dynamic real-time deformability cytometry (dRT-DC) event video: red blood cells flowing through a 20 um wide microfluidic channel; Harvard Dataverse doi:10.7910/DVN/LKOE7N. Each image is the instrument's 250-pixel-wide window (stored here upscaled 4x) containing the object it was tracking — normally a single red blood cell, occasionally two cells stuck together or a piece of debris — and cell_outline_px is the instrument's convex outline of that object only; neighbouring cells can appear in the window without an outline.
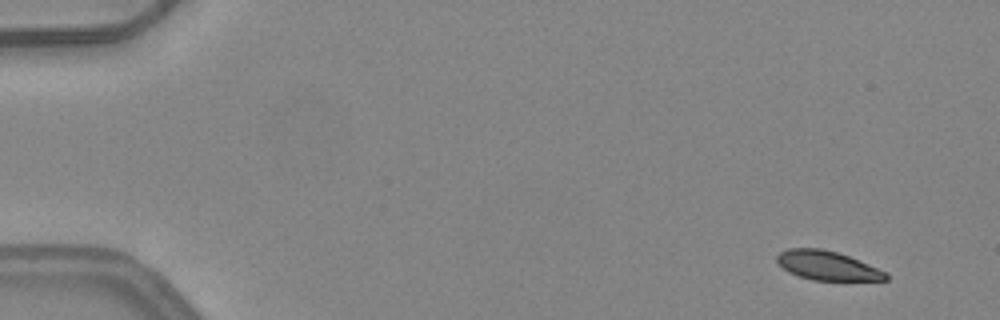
{"species": "common noctule bat (a hibernating species)", "species_latin": "Nyctalus noctula", "temperature_condition": "warm", "stored_images_in_passage": 5, "camera_frame_rate_fps": 3000, "um_per_image_px": 0.085, "animal": {"sex": "female", "body_mass_g": 24.6, "forearm_length_mm": 56.2}, "frame": {"image": 1, "passage_image": 1, "time_ms": 0.0, "image_size_px": [1000, 320], "cell_outline_px": [[888, 280], [812, 280], [788, 272], [776, 260], [776, 256], [780, 252], [788, 248], [820, 248], [836, 252], [848, 256], [888, 272]], "centroid_in_image_um": [70.32, 22.57], "position_along_channel_um": 14.7, "area_um2": 18.32}}
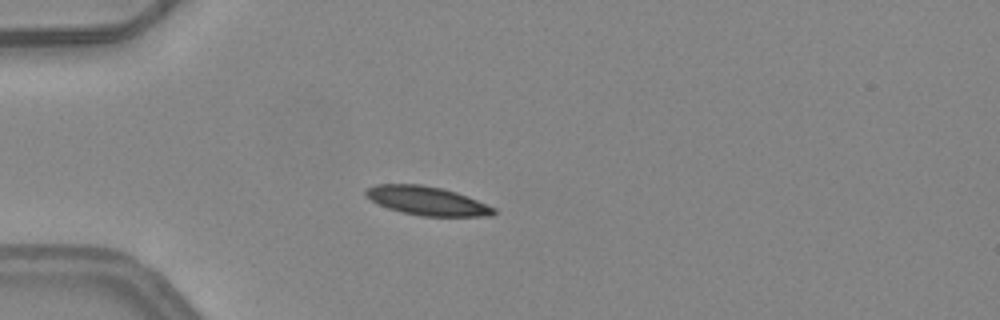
{"frame": {"image": 2, "passage_image": 4, "time_ms": 1.0, "image_size_px": [1000, 320], "cell_outline_px": [[496, 212], [492, 216], [420, 216], [400, 212], [388, 208], [364, 196], [364, 192], [368, 188], [376, 184], [420, 184], [444, 188], [456, 192], [496, 208]], "centroid_in_image_um": [36.29, 17.07], "position_along_channel_um": 48.7, "area_um2": 21.44}}